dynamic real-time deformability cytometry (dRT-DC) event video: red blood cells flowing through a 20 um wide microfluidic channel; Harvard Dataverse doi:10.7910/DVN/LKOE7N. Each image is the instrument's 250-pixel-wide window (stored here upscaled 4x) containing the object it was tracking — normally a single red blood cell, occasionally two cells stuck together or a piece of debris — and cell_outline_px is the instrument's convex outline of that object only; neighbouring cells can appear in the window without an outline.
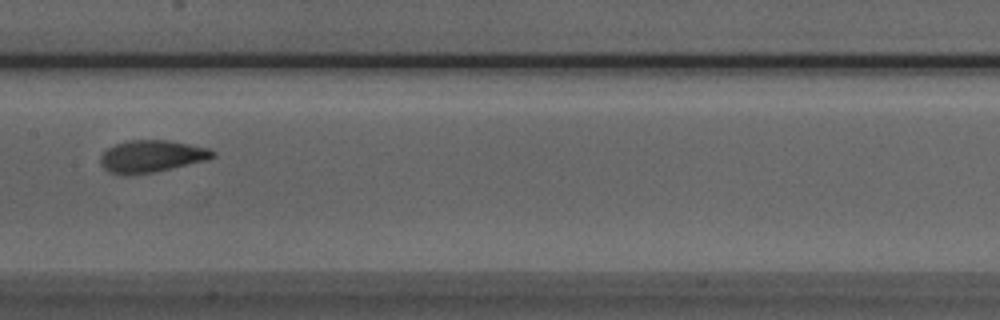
{"species": "Egyptian fruit bat (a non-hibernating species)", "species_latin": "Rousettus aegyptiacus", "temperature_condition": "room temperature", "stored_images_in_passage": 7, "camera_frame_rate_fps": 3000, "um_per_image_px": 0.085, "animal": {"sex": "male"}, "frame": {"image": 1, "passage_image": 7, "time_ms": 2.0, "image_size_px": [1000, 320], "cell_outline_px": [[216, 156], [204, 160], [156, 172], [112, 172], [104, 168], [100, 164], [100, 156], [108, 148], [116, 144], [132, 140], [164, 140], [188, 144], [208, 148], [216, 152]], "centroid_in_image_um": [12.91, 13.25], "position_along_channel_um": 194.5, "area_um2": 20.17}}